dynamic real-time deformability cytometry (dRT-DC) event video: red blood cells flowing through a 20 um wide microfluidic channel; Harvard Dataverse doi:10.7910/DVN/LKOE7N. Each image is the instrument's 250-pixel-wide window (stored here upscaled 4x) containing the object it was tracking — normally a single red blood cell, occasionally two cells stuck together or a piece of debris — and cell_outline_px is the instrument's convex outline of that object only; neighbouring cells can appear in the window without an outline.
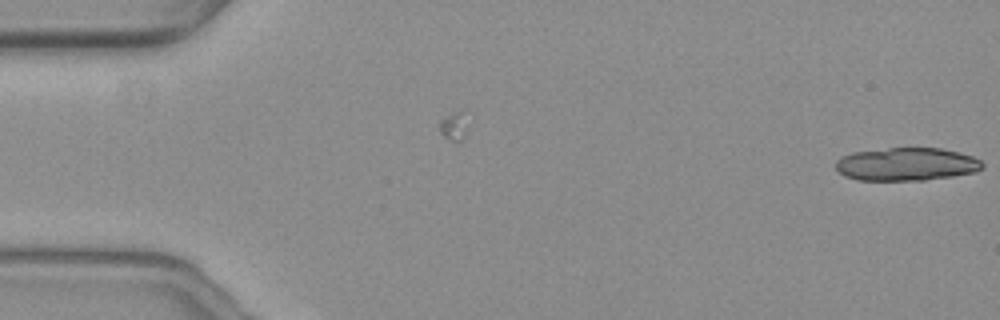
{"species": "common noctule bat (a hibernating species)", "species_latin": "Nyctalus noctula", "temperature_condition": "warm", "stored_images_in_passage": 8, "camera_frame_rate_fps": 3000, "um_per_image_px": 0.085, "animal": {"sex": "female", "body_mass_g": 19.3, "forearm_length_mm": 54.1}, "frame": {"image": 1, "passage_image": 8, "time_ms": 2.333, "image_size_px": [1000, 320], "cell_outline_px": [[984, 164], [976, 172], [952, 176], [924, 180], [856, 180], [844, 176], [836, 168], [836, 160], [840, 156], [852, 152], [888, 148], [940, 148], [972, 156], [980, 160]], "centroid_in_image_um": [77.01, 13.96], "position_along_channel_um": 8.0, "area_um2": 28.21}}